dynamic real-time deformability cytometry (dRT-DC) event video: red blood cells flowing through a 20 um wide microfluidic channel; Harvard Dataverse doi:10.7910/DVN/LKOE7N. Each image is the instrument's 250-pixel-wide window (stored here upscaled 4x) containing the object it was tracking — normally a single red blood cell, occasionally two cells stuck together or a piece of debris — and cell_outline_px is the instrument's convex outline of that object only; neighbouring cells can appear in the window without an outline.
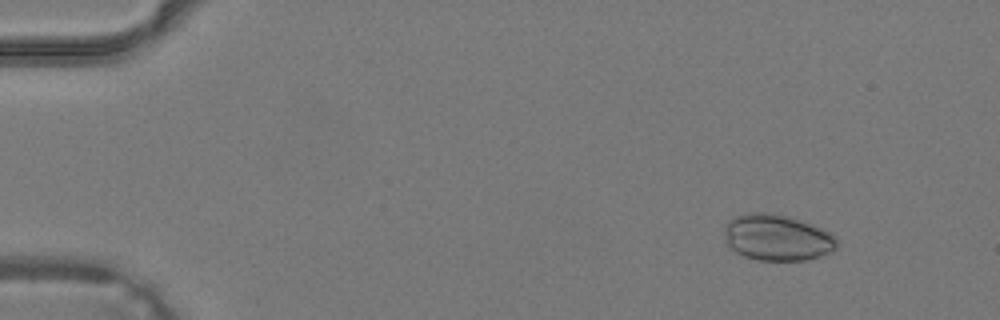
{"species": "common noctule bat (a hibernating species)", "species_latin": "Nyctalus noctula", "temperature_condition": "warm", "stored_images_in_passage": 32, "camera_frame_rate_fps": 3000, "um_per_image_px": 0.085, "animal": {"sex": "male", "body_mass_g": 19.2, "forearm_length_mm": 51.8}, "frame": {"image": 1, "passage_image": 5, "time_ms": 1.333, "image_size_px": [1000, 320], "cell_outline_px": [[836, 248], [820, 256], [804, 260], [756, 260], [744, 256], [736, 252], [724, 240], [724, 228], [728, 220], [732, 216], [748, 212], [764, 212], [784, 216], [800, 220], [812, 224], [832, 232], [836, 236]], "centroid_in_image_um": [66.02, 20.18], "position_along_channel_um": 19.0, "area_um2": 30.4}}
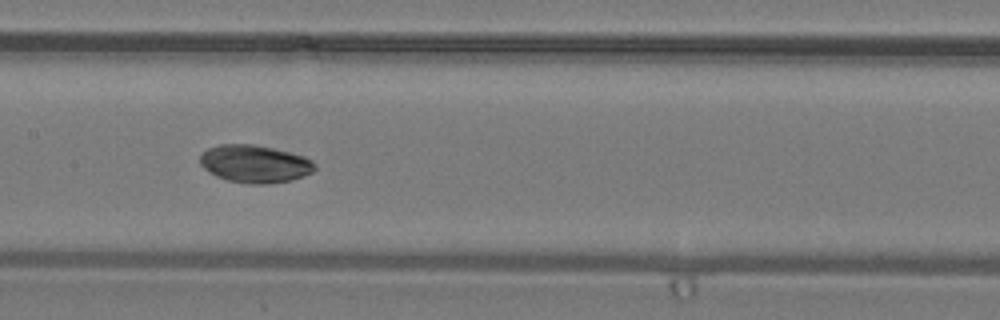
{"frame": {"image": 2, "passage_image": 21, "time_ms": 6.667, "image_size_px": [1000, 320], "cell_outline_px": [[316, 168], [312, 172], [304, 176], [292, 180], [264, 184], [248, 184], [228, 180], [216, 176], [204, 168], [200, 164], [200, 156], [208, 148], [220, 144], [252, 144], [272, 148], [304, 156], [312, 160], [316, 164]], "centroid_in_image_um": [21.67, 13.93], "position_along_channel_um": 185.7, "area_um2": 25.14}}
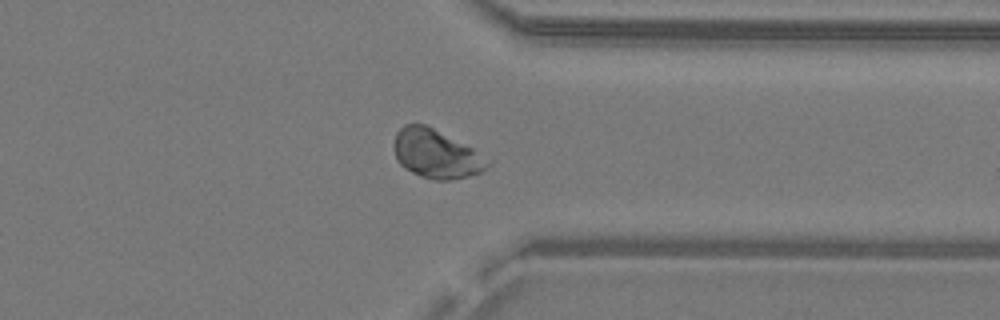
{"frame": {"image": 3, "passage_image": 32, "time_ms": 10.333, "image_size_px": [1000, 320], "cell_outline_px": [[492, 164], [480, 172], [468, 176], [448, 180], [432, 180], [420, 176], [404, 168], [396, 160], [396, 132], [404, 124], [424, 124], [472, 148], [492, 160]], "centroid_in_image_um": [37.1, 13.1], "position_along_channel_um": 374.3, "area_um2": 26.24}}